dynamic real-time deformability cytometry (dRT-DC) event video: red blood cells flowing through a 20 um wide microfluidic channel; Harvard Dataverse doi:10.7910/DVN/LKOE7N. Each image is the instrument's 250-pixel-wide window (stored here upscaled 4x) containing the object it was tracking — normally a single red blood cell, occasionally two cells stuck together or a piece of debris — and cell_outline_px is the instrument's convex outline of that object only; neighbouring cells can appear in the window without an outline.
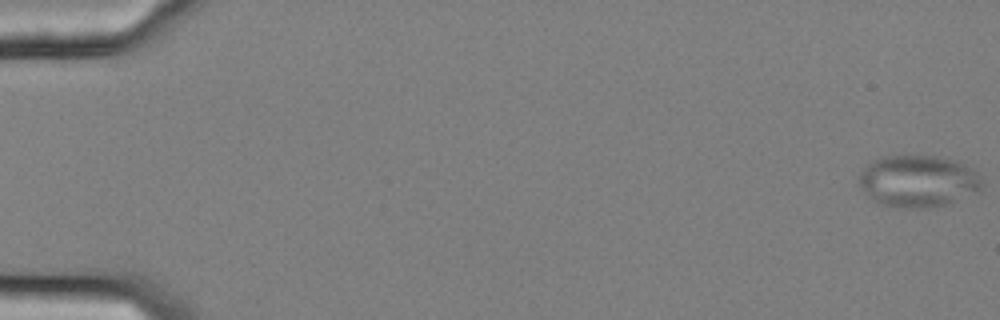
{"species": "common noctule bat (a hibernating species)", "species_latin": "Nyctalus noctula", "temperature_condition": "cold", "stored_images_in_passage": 57, "camera_frame_rate_fps": 3000, "um_per_image_px": 0.085, "animal": {"sex": "female", "body_mass_g": 25.1}, "frame": {"image": 1, "passage_image": 1, "time_ms": 0.0, "image_size_px": [1000, 320], "cell_outline_px": [[984, 184], [980, 188], [944, 204], [924, 208], [916, 208], [880, 204], [860, 188], [860, 172], [872, 160], [884, 156], [936, 156], [952, 160], [964, 164], [972, 168]], "centroid_in_image_um": [77.99, 15.37], "position_along_channel_um": 7.0, "area_um2": 36.18}}
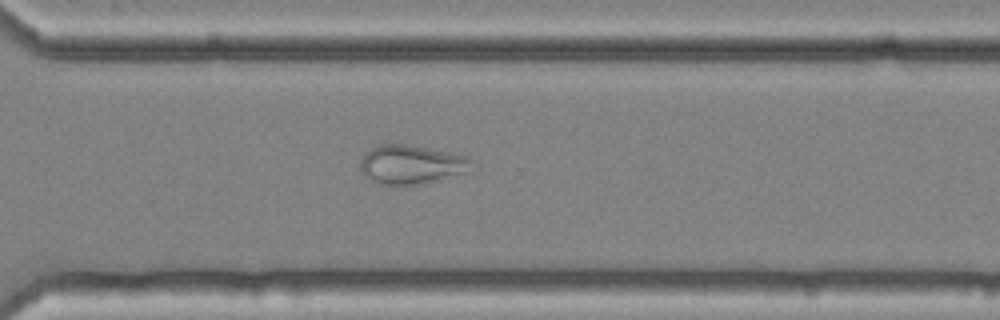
{"frame": {"image": 2, "passage_image": 42, "time_ms": 13.667, "image_size_px": [1000, 320], "cell_outline_px": [[472, 172], [420, 184], [376, 184], [364, 176], [360, 168], [360, 160], [376, 144], [404, 144], [448, 152], [468, 156], [472, 160]], "centroid_in_image_um": [34.99, 13.99], "position_along_channel_um": 335.6, "area_um2": 25.37}}
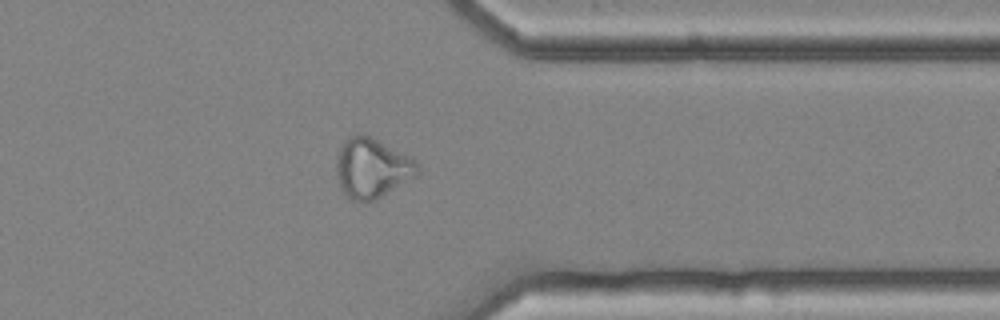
{"frame": {"image": 3, "passage_image": 46, "time_ms": 15.0, "image_size_px": [1000, 320], "cell_outline_px": [[420, 172], [416, 176], [380, 196], [372, 200], [352, 200], [340, 188], [336, 172], [336, 156], [340, 148], [356, 132], [364, 132], [416, 160], [420, 164]], "centroid_in_image_um": [31.62, 14.24], "position_along_channel_um": 379.8, "area_um2": 28.03}}